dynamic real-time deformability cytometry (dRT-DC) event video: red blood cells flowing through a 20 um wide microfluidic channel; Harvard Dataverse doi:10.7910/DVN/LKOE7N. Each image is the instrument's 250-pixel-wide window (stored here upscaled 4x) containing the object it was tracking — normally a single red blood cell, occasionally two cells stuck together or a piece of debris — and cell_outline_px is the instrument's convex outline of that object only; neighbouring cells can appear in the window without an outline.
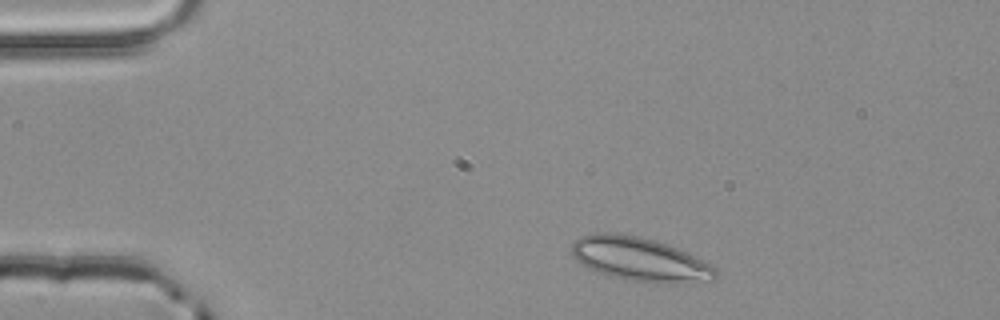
{"species": "common noctule bat (a hibernating species)", "species_latin": "Nyctalus noctula", "temperature_condition": "room temperature", "stored_images_in_passage": 2, "camera_frame_rate_fps": 3000, "um_per_image_px": 0.085, "animal": {"sex": "male", "body_mass_g": 20.4}, "frame": {"image": 1, "passage_image": 1, "time_ms": 0.0, "image_size_px": [1000, 320], "cell_outline_px": [[716, 276], [712, 280], [676, 284], [656, 284], [632, 280], [612, 276], [588, 268], [576, 260], [572, 256], [572, 244], [580, 236], [596, 232], [616, 232], [640, 236], [656, 240], [668, 244], [716, 268]], "centroid_in_image_um": [54.35, 22.03], "position_along_channel_um": 30.6, "area_um2": 36.7}}